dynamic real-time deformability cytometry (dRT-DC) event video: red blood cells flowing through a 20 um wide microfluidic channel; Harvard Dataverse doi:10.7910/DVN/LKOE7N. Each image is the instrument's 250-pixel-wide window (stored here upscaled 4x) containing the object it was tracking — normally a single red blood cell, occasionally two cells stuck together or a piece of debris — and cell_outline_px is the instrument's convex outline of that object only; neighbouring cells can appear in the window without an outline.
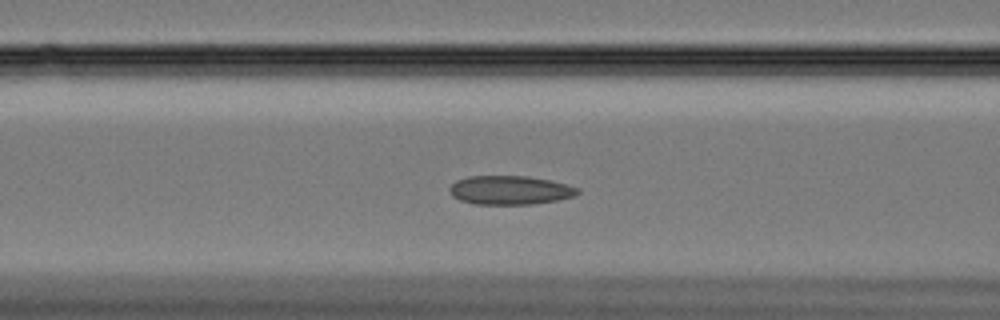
{"species": "Egyptian fruit bat (a non-hibernating species)", "species_latin": "Rousettus aegyptiacus", "temperature_condition": "cold", "stored_images_in_passage": 54, "camera_frame_rate_fps": 3000, "um_per_image_px": 0.085, "animal": {"sex": "female"}, "frame": {"image": 1, "passage_image": 24, "time_ms": 7.667, "image_size_px": [1000, 320], "cell_outline_px": [[580, 192], [576, 196], [556, 200], [532, 204], [476, 204], [460, 200], [452, 196], [448, 188], [456, 180], [468, 176], [524, 176], [548, 180], [580, 188]], "centroid_in_image_um": [43.33, 16.16], "position_along_channel_um": 123.3, "area_um2": 21.44}}
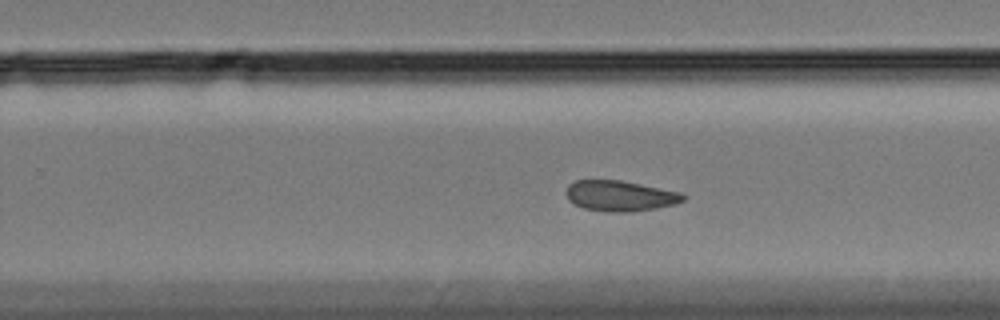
{"frame": {"image": 2, "passage_image": 38, "time_ms": 12.333, "image_size_px": [1000, 320], "cell_outline_px": [[688, 196], [684, 200], [676, 204], [656, 208], [632, 212], [608, 212], [584, 208], [568, 200], [568, 184], [576, 180], [620, 180], [680, 192]], "centroid_in_image_um": [52.75, 16.65], "position_along_channel_um": 277.1, "area_um2": 20.75}}
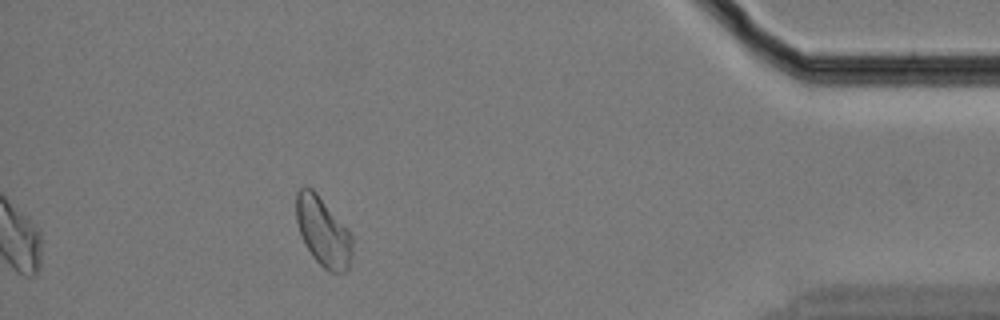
{"frame": {"image": 3, "passage_image": 54, "time_ms": 17.667, "image_size_px": [1000, 320], "cell_outline_px": [[352, 252], [348, 268], [344, 272], [328, 272], [312, 256], [304, 244], [296, 220], [296, 192], [300, 188], [312, 188], [316, 192], [348, 228], [352, 236]], "centroid_in_image_um": [27.46, 19.69], "position_along_channel_um": 407.7, "area_um2": 22.6}, "authors_computed_cell_mechanics": {"area_um2": 21.5305, "velocity_mm_per_s": 3.3062, "shape_relaxation_time_tau1_ms": null, "shape_relaxation_time_tau2_ms": 4.1786, "deformation_change_tau1": null, "deformation_change_tau2": 0.0911}}